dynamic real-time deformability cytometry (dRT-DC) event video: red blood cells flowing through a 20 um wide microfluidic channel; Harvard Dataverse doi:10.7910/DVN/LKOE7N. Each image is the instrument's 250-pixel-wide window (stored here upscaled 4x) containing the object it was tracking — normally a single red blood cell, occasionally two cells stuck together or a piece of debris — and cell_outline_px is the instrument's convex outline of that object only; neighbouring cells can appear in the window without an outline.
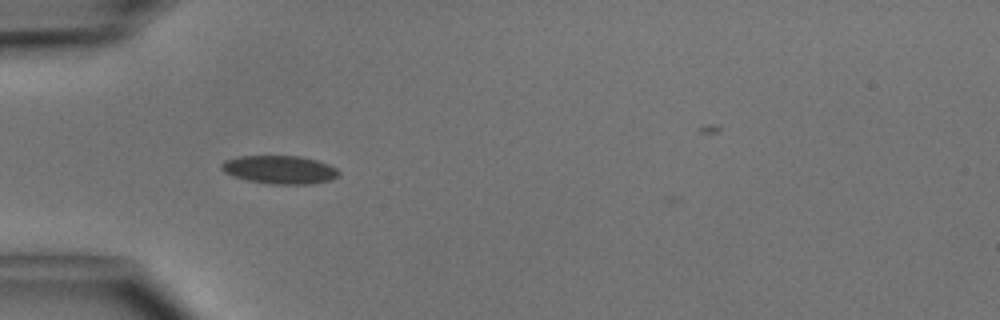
{"species": "common noctule bat (a hibernating species)", "species_latin": "Nyctalus noctula", "temperature_condition": "cold", "stored_images_in_passage": 33, "camera_frame_rate_fps": 3000, "um_per_image_px": 0.085, "animal": {"sex": "male", "body_mass_g": 15.6}, "frame": {"image": 1, "passage_image": 3, "time_ms": 0.667, "image_size_px": [1000, 320], "cell_outline_px": [[340, 176], [328, 180], [312, 184], [272, 184], [248, 180], [232, 176], [224, 172], [220, 168], [220, 164], [224, 160], [236, 156], [300, 156], [316, 160], [328, 164], [336, 168], [340, 172]], "centroid_in_image_um": [23.75, 14.42], "position_along_channel_um": 61.3, "area_um2": 19.42}}
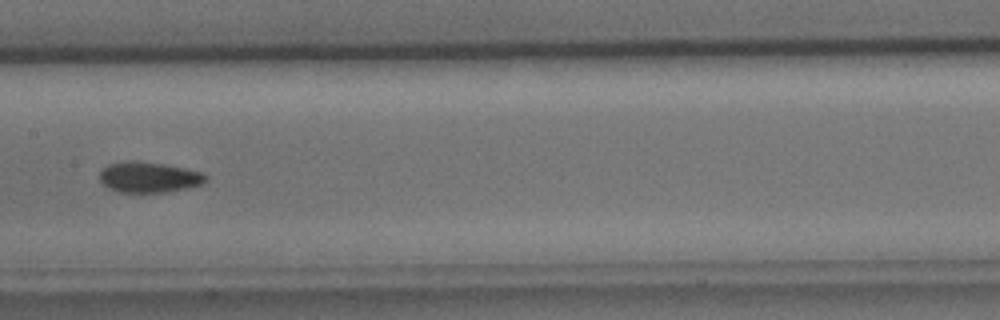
{"frame": {"image": 2, "passage_image": 13, "time_ms": 4.0, "image_size_px": [1000, 320], "cell_outline_px": [[208, 180], [200, 184], [184, 188], [164, 192], [120, 192], [108, 188], [100, 180], [100, 172], [108, 164], [132, 160], [164, 164], [204, 172], [208, 176]], "centroid_in_image_um": [12.67, 15.05], "position_along_channel_um": 194.7, "area_um2": 18.79}}
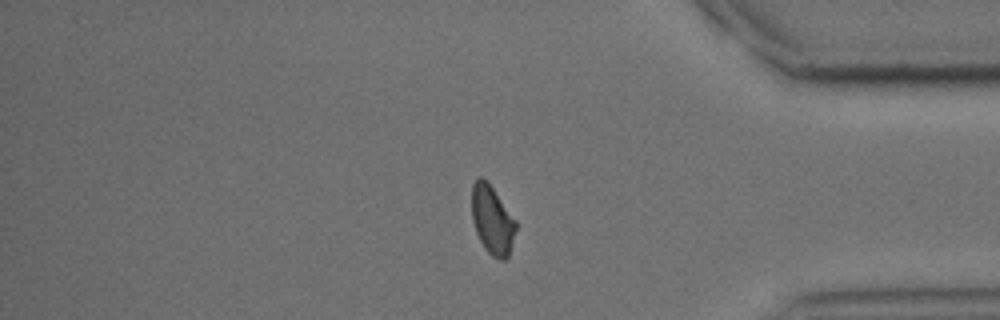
{"frame": {"image": 3, "passage_image": 29, "time_ms": 9.333, "image_size_px": [1000, 320], "cell_outline_px": [[516, 228], [512, 244], [508, 256], [504, 260], [500, 260], [492, 256], [484, 248], [476, 232], [472, 220], [472, 184], [480, 176], [488, 180], [516, 220]], "centroid_in_image_um": [41.84, 18.67], "position_along_channel_um": 393.4, "area_um2": 17.74}}